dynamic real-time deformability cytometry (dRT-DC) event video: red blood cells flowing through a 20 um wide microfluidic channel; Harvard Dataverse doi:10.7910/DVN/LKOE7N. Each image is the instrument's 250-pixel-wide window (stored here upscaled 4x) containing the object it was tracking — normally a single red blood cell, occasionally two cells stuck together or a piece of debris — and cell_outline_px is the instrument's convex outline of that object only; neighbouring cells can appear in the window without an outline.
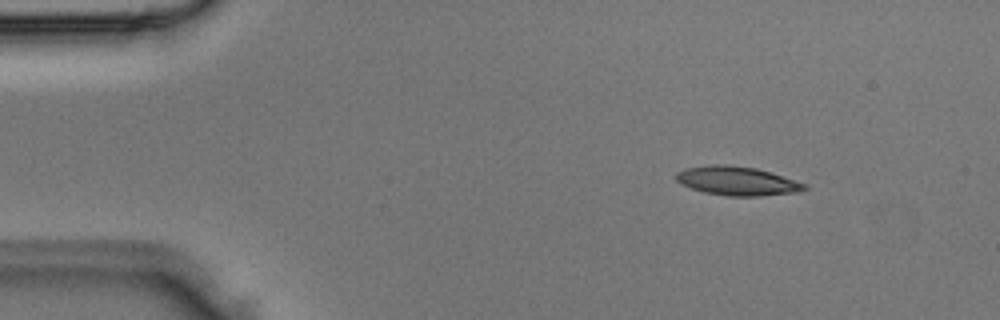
{"species": "Egyptian fruit bat (a non-hibernating species)", "species_latin": "Rousettus aegyptiacus", "temperature_condition": "room temperature", "stored_images_in_passage": 3, "camera_frame_rate_fps": 3000, "um_per_image_px": 0.085, "animal": {"sex": "male"}, "frame": {"image": 1, "passage_image": 1, "time_ms": 0.0, "image_size_px": [1000, 320], "cell_outline_px": [[808, 188], [800, 192], [760, 196], [728, 196], [704, 192], [680, 184], [676, 180], [676, 172], [684, 168], [708, 164], [728, 164], [756, 168], [772, 172], [808, 184]], "centroid_in_image_um": [62.68, 15.37], "position_along_channel_um": 22.3, "area_um2": 22.02}}
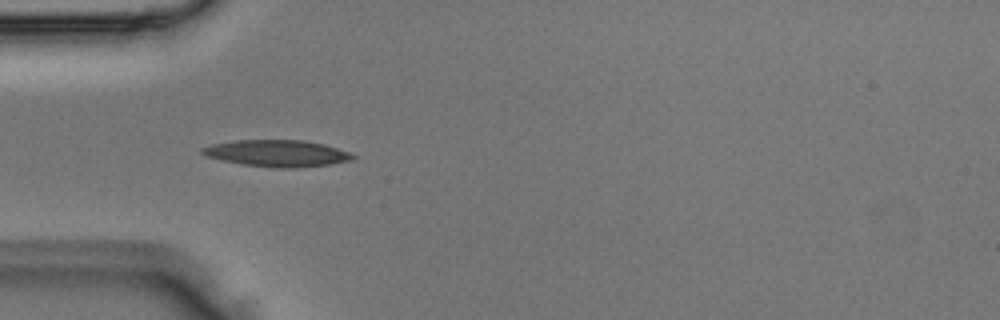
{"frame": {"image": 2, "passage_image": 3, "time_ms": 0.667, "image_size_px": [1000, 320], "cell_outline_px": [[356, 156], [352, 160], [328, 164], [296, 168], [276, 168], [240, 164], [220, 160], [204, 156], [200, 152], [200, 148], [212, 144], [232, 140], [304, 140], [324, 144], [348, 152]], "centroid_in_image_um": [23.48, 13.03], "position_along_channel_um": 61.5, "area_um2": 23.52}}